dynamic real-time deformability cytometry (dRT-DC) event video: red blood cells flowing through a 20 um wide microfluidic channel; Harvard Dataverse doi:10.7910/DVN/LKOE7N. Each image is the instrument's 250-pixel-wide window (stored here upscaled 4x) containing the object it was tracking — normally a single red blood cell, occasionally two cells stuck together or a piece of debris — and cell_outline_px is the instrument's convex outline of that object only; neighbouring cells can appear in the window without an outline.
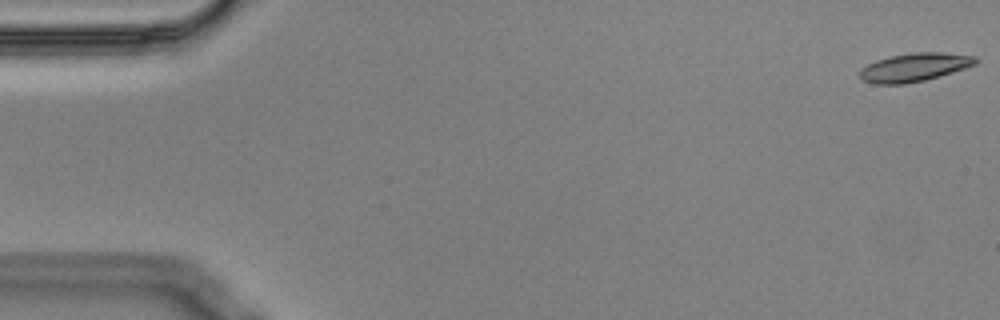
{"species": "Egyptian fruit bat (a non-hibernating species)", "species_latin": "Rousettus aegyptiacus", "temperature_condition": "cold", "stored_images_in_passage": 56, "segment_of_instrument_passage": [1, 2], "camera_frame_rate_fps": 3000, "um_per_image_px": 0.085, "animal": {"sex": "male"}, "frame": {"image": 1, "passage_image": 1, "time_ms": 0.0, "image_size_px": [1000, 320], "cell_outline_px": [[980, 60], [976, 64], [940, 76], [924, 80], [904, 84], [872, 84], [864, 80], [860, 76], [860, 68], [876, 60], [888, 56], [912, 52], [944, 52], [976, 56]], "centroid_in_image_um": [77.73, 5.7], "position_along_channel_um": 7.3, "area_um2": 19.31}}
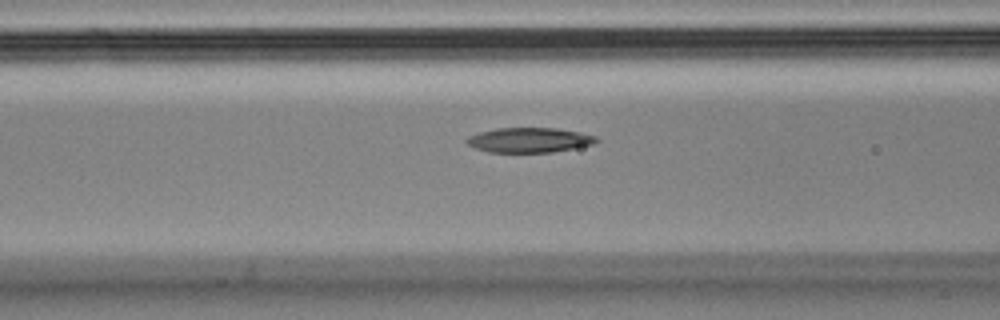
{"frame": {"image": 2, "passage_image": 22, "time_ms": 7.0, "image_size_px": [1000, 320], "cell_outline_px": [[600, 140], [592, 144], [552, 152], [488, 152], [476, 148], [468, 144], [464, 140], [468, 136], [480, 132], [496, 128], [556, 128], [580, 132], [596, 136]], "centroid_in_image_um": [44.97, 11.9], "position_along_channel_um": 121.6, "area_um2": 18.67}}
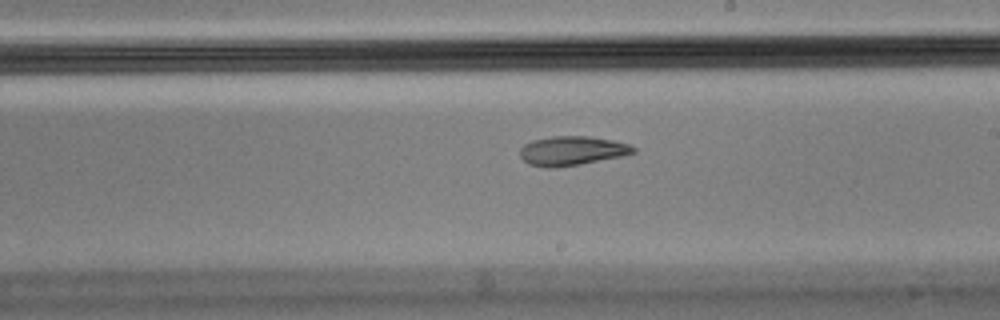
{"frame": {"image": 3, "passage_image": 32, "time_ms": 10.333, "image_size_px": [1000, 320], "cell_outline_px": [[636, 152], [620, 156], [580, 164], [556, 168], [544, 168], [528, 164], [520, 156], [520, 148], [524, 144], [532, 140], [552, 136], [592, 136], [612, 140], [628, 144], [636, 148]], "centroid_in_image_um": [48.58, 12.81], "position_along_channel_um": 240.4, "area_um2": 19.36}}